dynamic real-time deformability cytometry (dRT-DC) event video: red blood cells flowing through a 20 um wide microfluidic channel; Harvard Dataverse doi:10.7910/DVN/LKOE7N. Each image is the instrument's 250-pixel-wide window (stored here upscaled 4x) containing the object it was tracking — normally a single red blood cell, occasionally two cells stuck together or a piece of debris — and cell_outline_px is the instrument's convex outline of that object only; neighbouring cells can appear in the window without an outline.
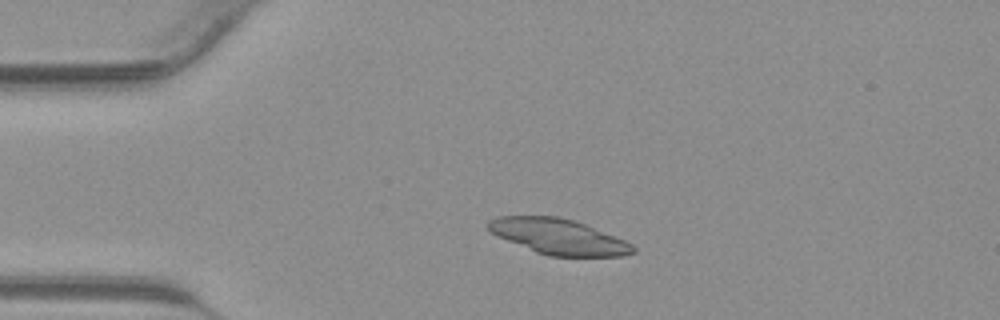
{"species": "common noctule bat (a hibernating species)", "species_latin": "Nyctalus noctula", "temperature_condition": "warm", "stored_images_in_passage": 7, "camera_frame_rate_fps": 3000, "um_per_image_px": 0.085, "animal": {"sex": "male", "body_mass_g": 23.1, "forearm_length_mm": 52.7}, "frame": {"image": 1, "passage_image": 1, "time_ms": 0.0, "image_size_px": [1000, 320], "cell_outline_px": [[636, 252], [624, 256], [548, 256], [536, 252], [508, 240], [492, 232], [484, 224], [488, 220], [500, 216], [560, 216], [584, 224], [624, 240], [632, 244], [636, 248]], "centroid_in_image_um": [47.48, 20.11], "position_along_channel_um": 37.5, "area_um2": 29.59}}